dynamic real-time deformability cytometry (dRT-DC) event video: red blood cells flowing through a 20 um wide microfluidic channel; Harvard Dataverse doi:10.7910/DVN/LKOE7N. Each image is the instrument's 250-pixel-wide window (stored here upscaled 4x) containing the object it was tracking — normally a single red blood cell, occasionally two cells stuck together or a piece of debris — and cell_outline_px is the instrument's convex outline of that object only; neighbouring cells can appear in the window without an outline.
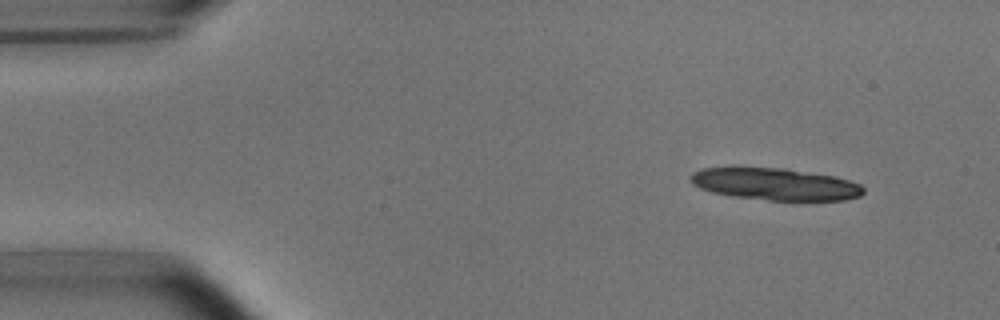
{"species": "common noctule bat (a hibernating species)", "species_latin": "Nyctalus noctula", "temperature_condition": "room temperature", "stored_images_in_passage": 7, "camera_frame_rate_fps": 3000, "um_per_image_px": 0.085, "animal": {"sex": "male", "body_mass_g": 15.6}, "frame": {"image": 1, "passage_image": 1, "time_ms": 0.0, "image_size_px": [1000, 320], "cell_outline_px": [[864, 192], [860, 196], [844, 200], [768, 200], [732, 196], [712, 192], [700, 188], [692, 184], [692, 172], [700, 168], [732, 164], [744, 164], [784, 168], [836, 176], [860, 184], [864, 188]], "centroid_in_image_um": [65.8, 15.59], "position_along_channel_um": 19.2, "area_um2": 33.47}}
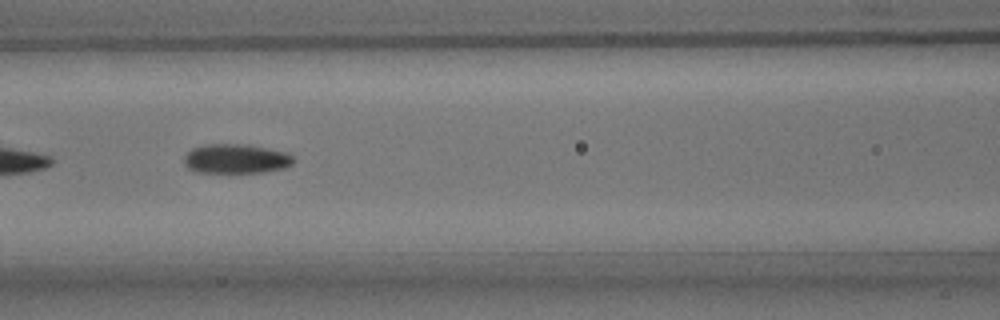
{"frame": {"image": 2, "passage_image": 6, "time_ms": 6.0, "image_size_px": [1000, 320], "cell_outline_px": [[296, 160], [292, 164], [284, 168], [264, 172], [196, 172], [188, 168], [184, 164], [184, 156], [192, 148], [204, 144], [248, 144], [288, 152]], "centroid_in_image_um": [20.07, 13.48], "position_along_channel_um": 146.5, "area_um2": 18.96}}
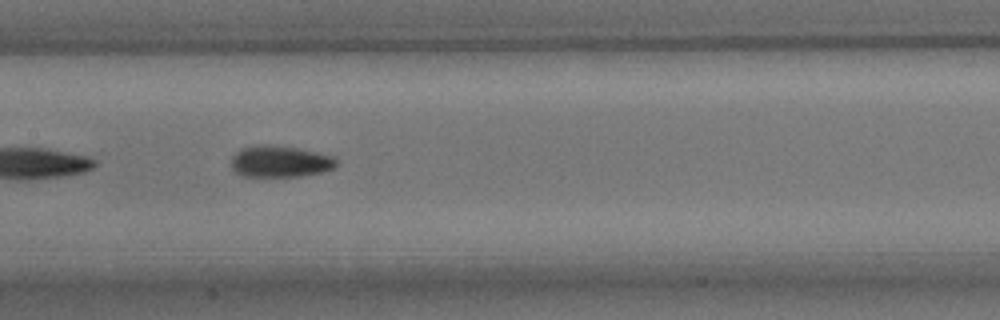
{"frame": {"image": 3, "passage_image": 7, "time_ms": 7.0, "image_size_px": [1000, 320], "cell_outline_px": [[336, 168], [324, 172], [300, 176], [240, 176], [232, 168], [232, 156], [240, 148], [256, 144], [268, 144], [296, 148], [316, 152], [332, 156], [336, 160]], "centroid_in_image_um": [23.79, 13.72], "position_along_channel_um": 183.6, "area_um2": 19.42}}